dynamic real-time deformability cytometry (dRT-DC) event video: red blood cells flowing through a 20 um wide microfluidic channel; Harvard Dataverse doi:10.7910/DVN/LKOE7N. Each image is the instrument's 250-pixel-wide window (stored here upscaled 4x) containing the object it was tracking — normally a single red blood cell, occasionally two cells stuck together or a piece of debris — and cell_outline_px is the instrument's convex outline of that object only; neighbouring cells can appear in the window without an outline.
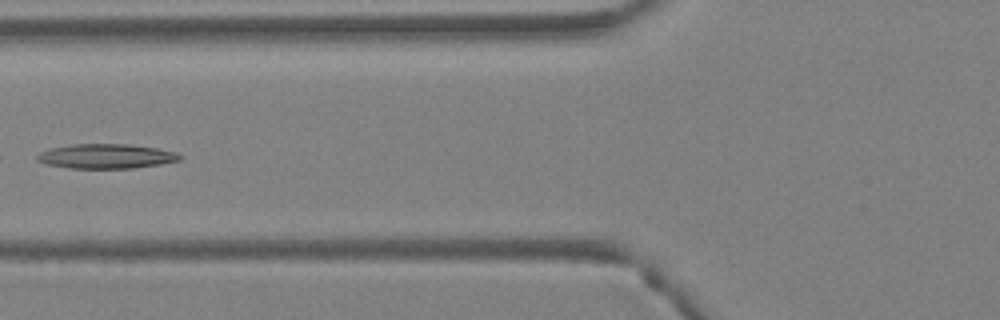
{"species": "Egyptian fruit bat (a non-hibernating species)", "species_latin": "Rousettus aegyptiacus", "temperature_condition": "warm", "stored_images_in_passage": 5, "camera_frame_rate_fps": 3000, "um_per_image_px": 0.085, "animal": {"sex": "female"}, "frame": {"image": 1, "passage_image": 5, "time_ms": 1.333, "image_size_px": [1000, 320], "cell_outline_px": [[184, 156], [180, 160], [160, 164], [132, 168], [68, 168], [44, 164], [36, 160], [36, 156], [40, 152], [52, 148], [72, 144], [132, 144], [156, 148], [176, 152]], "centroid_in_image_um": [9.02, 13.28], "position_along_channel_um": 116.8, "area_um2": 20.52}}